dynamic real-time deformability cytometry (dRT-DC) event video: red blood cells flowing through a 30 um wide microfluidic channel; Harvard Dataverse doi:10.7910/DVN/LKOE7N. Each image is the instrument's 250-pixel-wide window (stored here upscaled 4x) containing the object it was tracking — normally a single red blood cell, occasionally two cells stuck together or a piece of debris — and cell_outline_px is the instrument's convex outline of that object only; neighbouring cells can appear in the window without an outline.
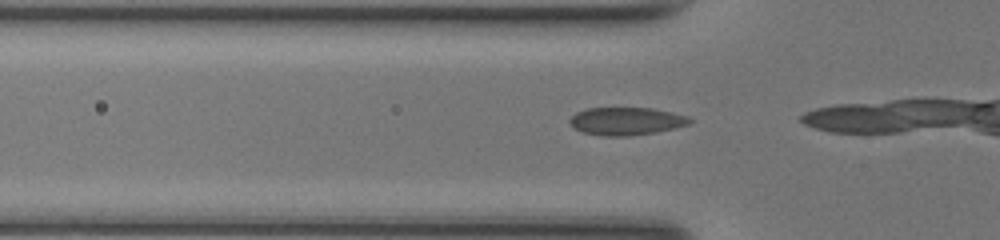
{"species": "common noctule bat (a hibernating species)", "species_latin": "Nyctalus noctula", "temperature_condition": "room temperature", "stored_images_in_passage": 6, "camera_frame_rate_fps": 3000, "um_per_image_px": 0.085, "animal": {"sex": "female", "body_mass_g": 17.0, "forearm_length_mm": 48.0}, "frame": {"image": 1, "passage_image": 2, "time_ms": 0.333, "image_size_px": [1000, 240], "cell_outline_px": [[692, 120], [688, 124], [656, 132], [628, 136], [600, 136], [584, 132], [576, 128], [568, 120], [576, 112], [588, 108], [652, 108], [672, 112], [688, 116]], "centroid_in_image_um": [53.23, 10.29], "position_along_channel_um": 72.6, "area_um2": 19.25}}
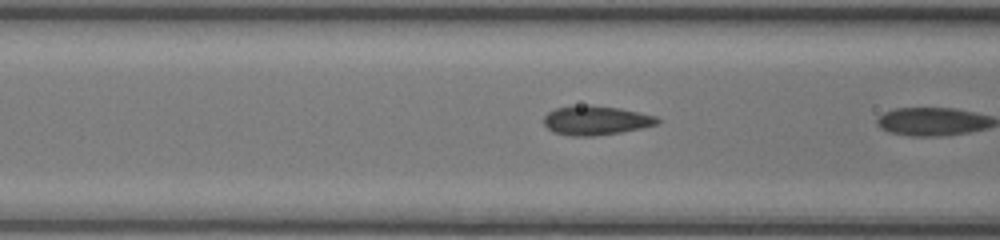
{"frame": {"image": 2, "passage_image": 5, "time_ms": 1.333, "image_size_px": [1000, 240], "cell_outline_px": [[660, 120], [656, 124], [640, 128], [620, 132], [592, 136], [568, 136], [552, 132], [544, 124], [544, 116], [548, 112], [556, 108], [592, 104], [620, 108], [656, 116]], "centroid_in_image_um": [50.62, 10.23], "position_along_channel_um": 116.0, "area_um2": 19.25}}